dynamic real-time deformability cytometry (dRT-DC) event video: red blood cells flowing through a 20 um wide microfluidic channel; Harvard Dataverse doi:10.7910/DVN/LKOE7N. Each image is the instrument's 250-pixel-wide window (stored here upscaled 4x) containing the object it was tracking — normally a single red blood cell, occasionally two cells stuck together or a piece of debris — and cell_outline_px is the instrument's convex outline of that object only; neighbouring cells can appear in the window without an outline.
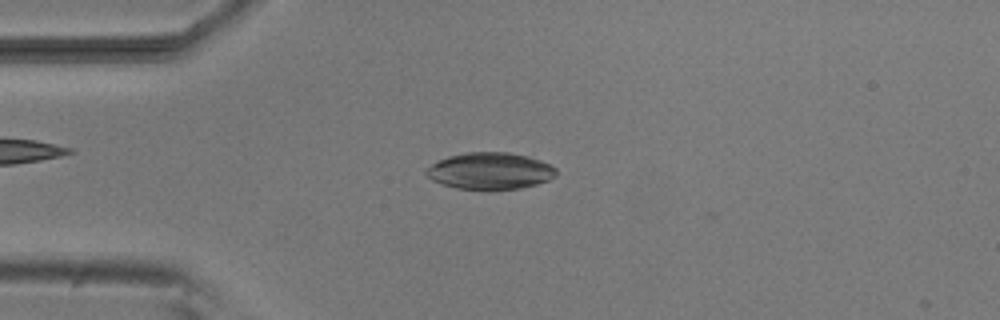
{"species": "common noctule bat (a hibernating species)", "species_latin": "Nyctalus noctula", "temperature_condition": "room temperature", "stored_images_in_passage": 46, "camera_frame_rate_fps": 3000, "um_per_image_px": 0.085, "animal": {"sex": "male", "body_mass_g": 20.5, "forearm_length_mm": 52.5}, "frame": {"image": 1, "passage_image": 7, "time_ms": 2.0, "image_size_px": [1000, 320], "cell_outline_px": [[556, 176], [548, 180], [536, 184], [520, 188], [456, 188], [432, 180], [424, 172], [424, 168], [448, 156], [468, 152], [508, 152], [540, 160], [556, 168]], "centroid_in_image_um": [41.63, 14.51], "position_along_channel_um": 43.4, "area_um2": 27.28}}
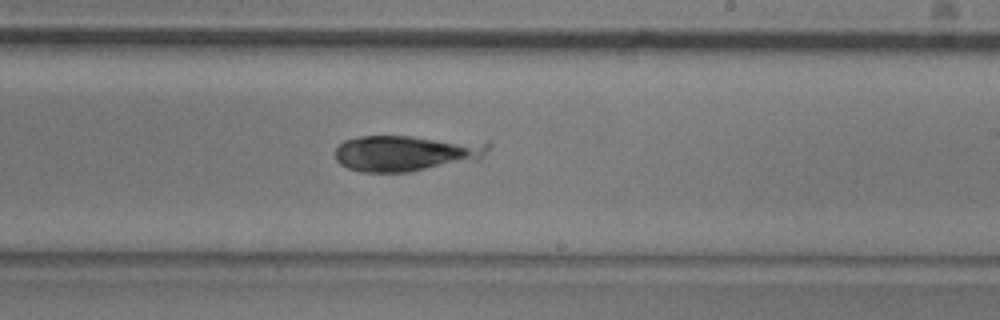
{"frame": {"image": 2, "passage_image": 25, "time_ms": 8.0, "image_size_px": [1000, 320], "cell_outline_px": [[492, 148], [480, 160], [408, 172], [360, 172], [348, 168], [340, 164], [336, 160], [336, 148], [344, 140], [360, 136], [412, 136], [488, 140], [492, 144]], "centroid_in_image_um": [34.67, 12.99], "position_along_channel_um": 254.3, "area_um2": 33.12}}
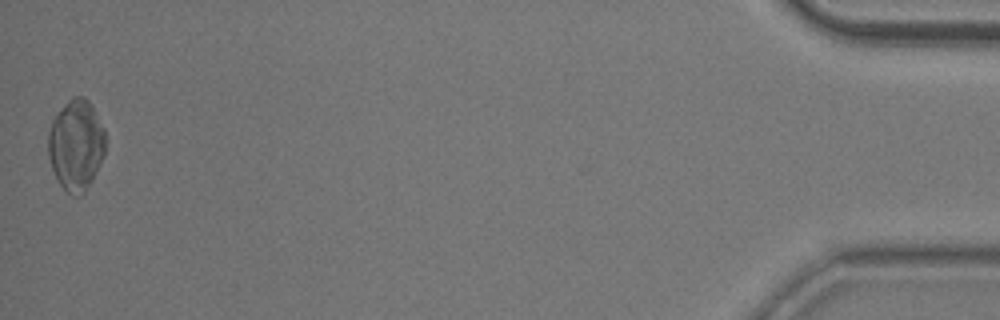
{"frame": {"image": 3, "passage_image": 46, "time_ms": 15.0, "image_size_px": [1000, 320], "cell_outline_px": [[104, 156], [92, 180], [84, 192], [76, 196], [72, 196], [60, 184], [52, 168], [48, 156], [48, 132], [52, 120], [64, 104], [72, 96], [84, 96], [88, 100], [104, 128]], "centroid_in_image_um": [6.45, 12.31], "position_along_channel_um": 428.7, "area_um2": 30.06}}